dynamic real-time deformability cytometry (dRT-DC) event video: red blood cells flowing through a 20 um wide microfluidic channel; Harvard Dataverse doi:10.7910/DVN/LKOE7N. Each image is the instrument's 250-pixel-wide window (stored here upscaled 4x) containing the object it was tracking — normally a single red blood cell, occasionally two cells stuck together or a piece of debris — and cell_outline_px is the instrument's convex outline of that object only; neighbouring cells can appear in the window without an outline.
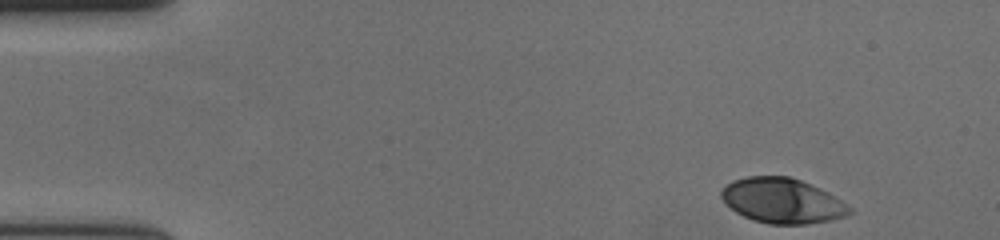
{"species": "human", "species_latin": "Homo sapiens", "temperature_condition": "cold", "stored_images_in_passage": 44, "camera_frame_rate_fps": 3000, "um_per_image_px": 0.085, "donor": {"sex": "female"}, "frame": {"image": 1, "passage_image": 1, "time_ms": 0.0, "image_size_px": [1000, 240], "cell_outline_px": [[852, 212], [844, 216], [828, 220], [808, 224], [768, 224], [752, 220], [736, 212], [720, 196], [720, 192], [724, 184], [732, 180], [748, 176], [788, 176], [800, 180], [820, 188], [828, 192], [852, 208]], "centroid_in_image_um": [66.46, 17.05], "position_along_channel_um": 18.5, "area_um2": 33.52}}
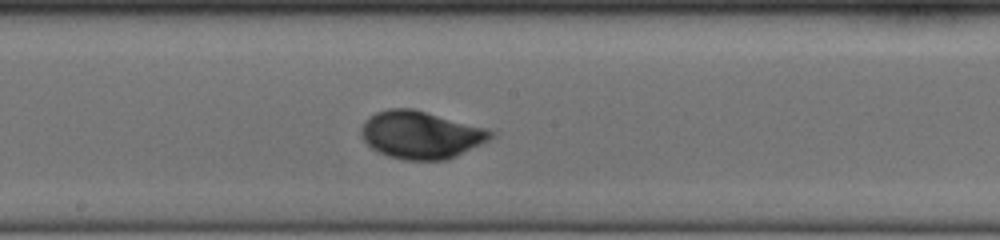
{"frame": {"image": 2, "passage_image": 26, "time_ms": 8.333, "image_size_px": [1000, 240], "cell_outline_px": [[496, 136], [448, 160], [404, 160], [388, 156], [372, 148], [364, 140], [360, 132], [360, 128], [364, 120], [368, 116], [376, 112], [388, 108], [412, 108], [488, 128], [496, 132]], "centroid_in_image_um": [35.78, 11.45], "position_along_channel_um": 212.4, "area_um2": 36.13}}
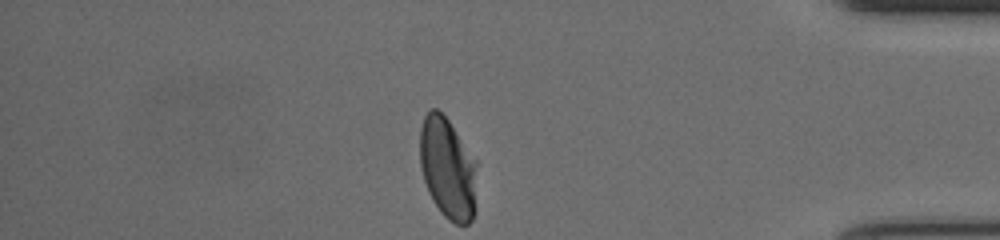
{"frame": {"image": 3, "passage_image": 44, "time_ms": 14.333, "image_size_px": [1000, 240], "cell_outline_px": [[476, 164], [472, 220], [468, 224], [456, 224], [448, 220], [440, 212], [432, 200], [428, 192], [424, 180], [420, 164], [420, 128], [424, 116], [432, 108], [436, 108], [448, 120], [476, 160]], "centroid_in_image_um": [38.02, 14.3], "position_along_channel_um": 397.2, "area_um2": 33.29}, "authors_computed_cell_mechanics": {"area_um2": 34.1887, "velocity_mm_per_s": 3.6304, "shape_relaxation_time_tau1_ms": 2.7927, "shape_relaxation_time_tau2_ms": null, "deformation_change_tau1": 0.1588, "deformation_change_tau2": null}}